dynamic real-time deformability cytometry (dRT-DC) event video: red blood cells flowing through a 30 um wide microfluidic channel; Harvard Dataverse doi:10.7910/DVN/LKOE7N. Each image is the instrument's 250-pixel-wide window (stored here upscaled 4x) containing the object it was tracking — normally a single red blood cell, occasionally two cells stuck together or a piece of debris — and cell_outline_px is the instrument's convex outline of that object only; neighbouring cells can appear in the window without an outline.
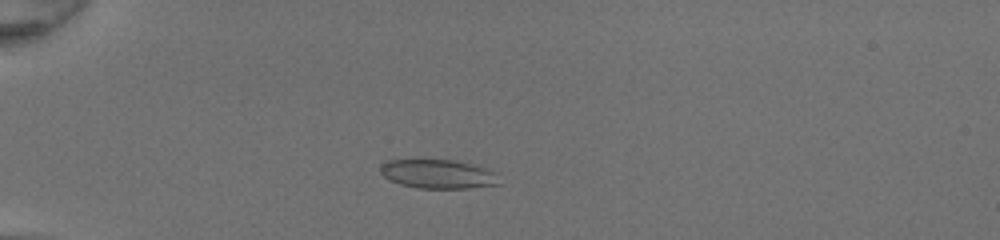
{"species": "common noctule bat (a hibernating species)", "species_latin": "Nyctalus noctula", "temperature_condition": "room temperature", "stored_images_in_passage": 39, "camera_frame_rate_fps": 3000, "um_per_image_px": 0.085, "animal": {"sex": "female", "body_mass_g": 20.0, "forearm_length_mm": 54.0}, "frame": {"image": 1, "passage_image": 5, "time_ms": 1.333, "image_size_px": [1000, 240], "cell_outline_px": [[500, 184], [468, 188], [420, 188], [400, 184], [384, 176], [380, 172], [380, 164], [388, 160], [456, 160], [472, 164], [496, 172]], "centroid_in_image_um": [37.24, 14.79], "position_along_channel_um": 47.8, "area_um2": 19.94}}
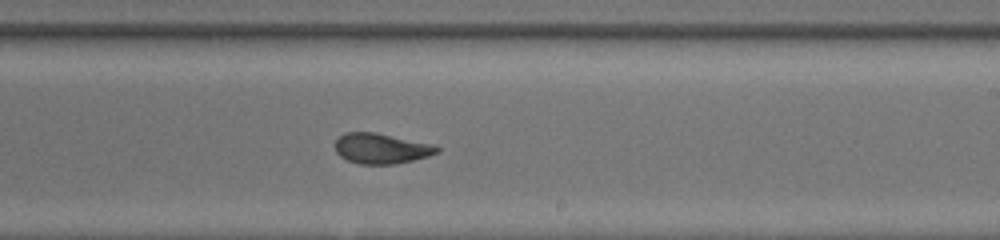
{"frame": {"image": 2, "passage_image": 22, "time_ms": 7.0, "image_size_px": [1000, 240], "cell_outline_px": [[440, 152], [428, 156], [396, 164], [360, 164], [348, 160], [340, 156], [336, 152], [336, 140], [344, 132], [376, 132], [432, 144], [440, 148]], "centroid_in_image_um": [32.41, 12.62], "position_along_channel_um": 256.6, "area_um2": 17.98}}
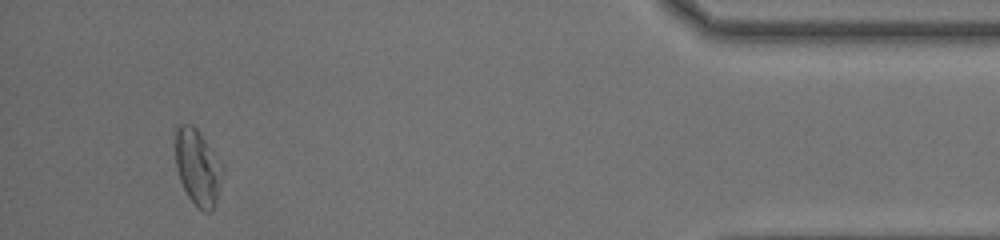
{"frame": {"image": 3, "passage_image": 37, "time_ms": 12.0, "image_size_px": [1000, 240], "cell_outline_px": [[224, 172], [216, 204], [212, 212], [204, 212], [196, 208], [188, 196], [180, 180], [176, 168], [172, 132], [176, 124], [192, 124], [196, 128], [224, 164]], "centroid_in_image_um": [16.78, 14.19], "position_along_channel_um": 418.4, "area_um2": 21.96}, "authors_computed_cell_mechanics": {"area_um2": 19.4786, "velocity_mm_per_s": 4.3269, "shape_relaxation_time_tau1_ms": 9.8531, "shape_relaxation_time_tau2_ms": 1.1927, "deformation_change_tau1": 0.2276, "deformation_change_tau2": 0.0817}}